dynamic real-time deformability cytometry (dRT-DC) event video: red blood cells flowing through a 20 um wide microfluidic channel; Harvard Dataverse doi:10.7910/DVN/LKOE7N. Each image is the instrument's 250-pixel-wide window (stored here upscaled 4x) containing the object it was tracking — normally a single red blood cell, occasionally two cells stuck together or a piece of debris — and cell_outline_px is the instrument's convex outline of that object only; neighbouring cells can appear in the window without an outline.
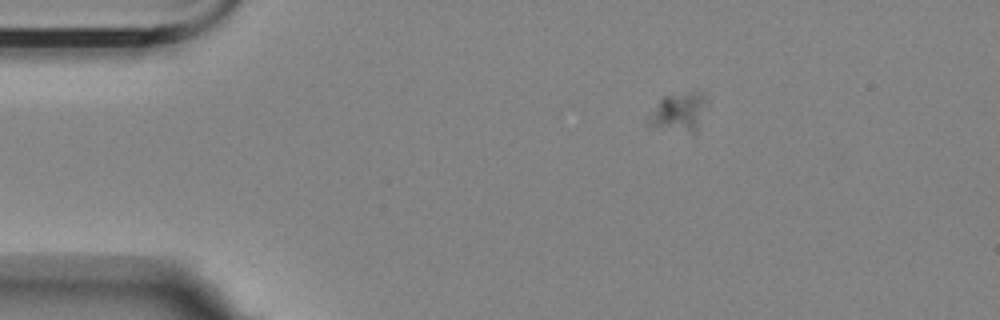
{"species": "Egyptian fruit bat (a non-hibernating species)", "species_latin": "Rousettus aegyptiacus", "temperature_condition": "room temperature", "stored_images_in_passage": 56, "camera_frame_rate_fps": 3000, "um_per_image_px": 0.085, "animal": {"sex": "female"}, "frame": {"image": 1, "passage_image": 1, "time_ms": 0.0, "image_size_px": [1000, 320], "cell_outline_px": [[704, 100], [696, 128], [692, 132], [648, 124], [648, 116], [660, 100], [664, 96], [692, 92], [700, 92], [704, 96]], "centroid_in_image_um": [57.63, 9.48], "position_along_channel_um": 27.4, "area_um2": 11.79}}
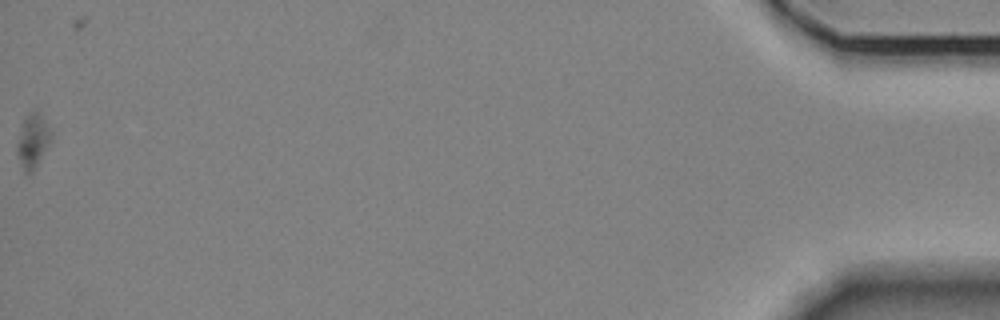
{"frame": {"image": 2, "passage_image": 56, "time_ms": 18.333, "image_size_px": [1000, 320], "cell_outline_px": [[52, 140], [32, 172], [28, 176], [24, 172], [16, 152], [16, 144], [24, 120], [28, 112], [36, 108]], "centroid_in_image_um": [2.73, 12.03], "position_along_channel_um": 432.5, "area_um2": 10.29}}